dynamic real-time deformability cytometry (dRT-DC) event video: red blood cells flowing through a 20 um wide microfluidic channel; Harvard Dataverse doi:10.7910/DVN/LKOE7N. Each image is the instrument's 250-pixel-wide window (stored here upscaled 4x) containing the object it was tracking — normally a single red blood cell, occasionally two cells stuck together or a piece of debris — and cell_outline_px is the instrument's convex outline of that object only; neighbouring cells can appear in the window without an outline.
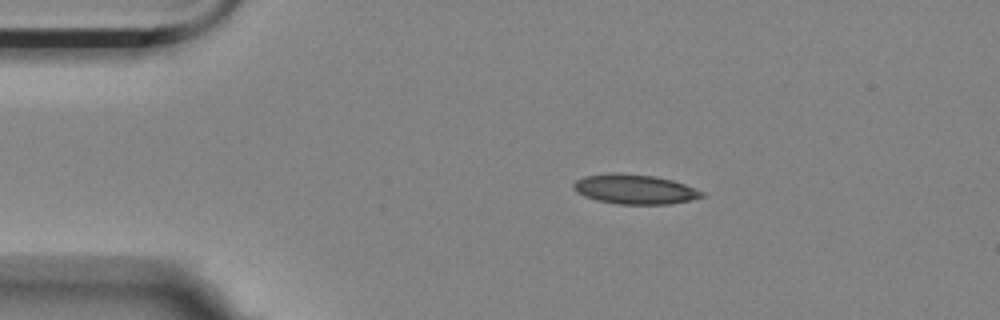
{"species": "Egyptian fruit bat (a non-hibernating species)", "species_latin": "Rousettus aegyptiacus", "temperature_condition": "room temperature", "stored_images_in_passage": 5, "camera_frame_rate_fps": 3000, "um_per_image_px": 0.085, "animal": {"sex": "female"}, "frame": {"image": 1, "passage_image": 2, "time_ms": 0.333, "image_size_px": [1000, 320], "cell_outline_px": [[704, 196], [688, 200], [668, 204], [620, 204], [596, 200], [584, 196], [576, 192], [572, 188], [572, 184], [576, 180], [584, 176], [616, 172], [656, 176], [672, 180], [684, 184], [704, 192]], "centroid_in_image_um": [53.9, 16.07], "position_along_channel_um": 31.1, "area_um2": 22.14}}
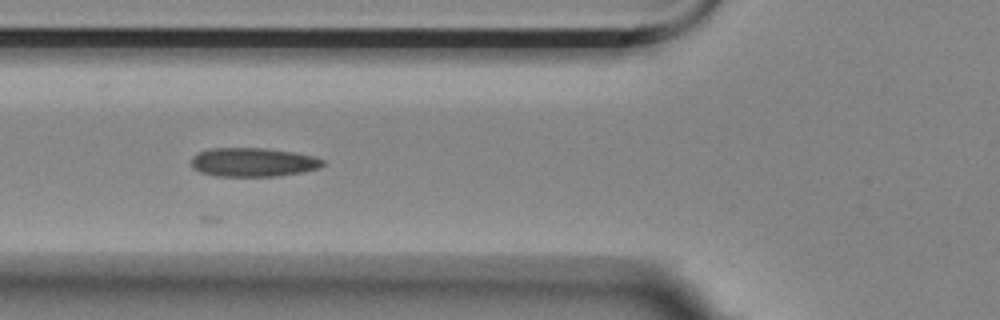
{"frame": {"image": 2, "passage_image": 4, "time_ms": 1.0, "image_size_px": [1000, 320], "cell_outline_px": [[324, 164], [320, 168], [300, 172], [276, 176], [216, 176], [200, 172], [192, 168], [192, 156], [208, 148], [264, 148], [292, 152], [312, 156], [324, 160]], "centroid_in_image_um": [21.48, 13.79], "position_along_channel_um": 104.3, "area_um2": 22.02}}
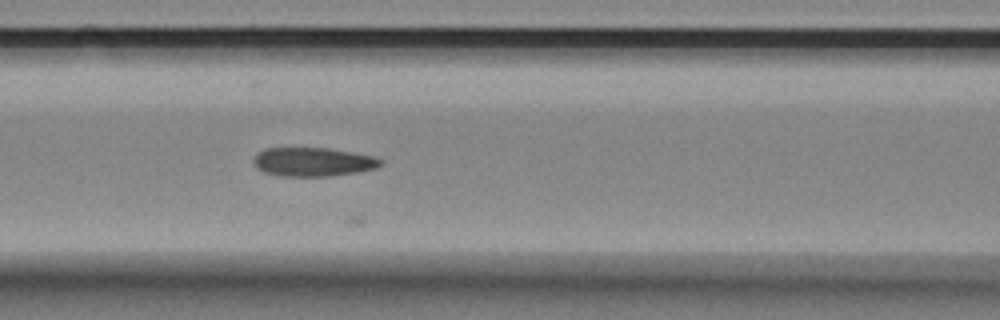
{"frame": {"image": 3, "passage_image": 5, "time_ms": 1.333, "image_size_px": [1000, 320], "cell_outline_px": [[384, 160], [376, 168], [356, 172], [328, 176], [280, 176], [264, 172], [256, 168], [252, 160], [264, 148], [328, 148], [372, 156]], "centroid_in_image_um": [26.57, 13.76], "position_along_channel_um": 140.0, "area_um2": 21.15}}